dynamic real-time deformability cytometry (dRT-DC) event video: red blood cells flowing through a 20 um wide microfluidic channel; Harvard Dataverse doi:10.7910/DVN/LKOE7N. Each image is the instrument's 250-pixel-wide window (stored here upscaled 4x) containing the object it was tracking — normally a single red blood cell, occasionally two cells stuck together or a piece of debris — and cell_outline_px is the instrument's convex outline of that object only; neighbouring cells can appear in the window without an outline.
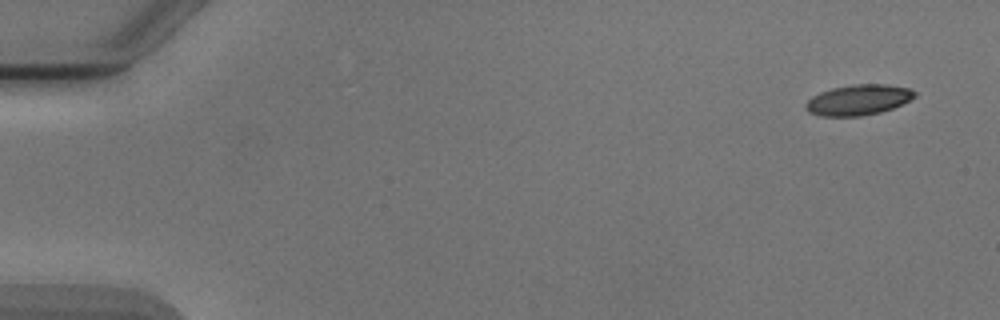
{"species": "Egyptian fruit bat (a non-hibernating species)", "species_latin": "Rousettus aegyptiacus", "temperature_condition": "cold", "stored_images_in_passage": 4, "camera_frame_rate_fps": 3000, "um_per_image_px": 0.085, "animal": {"sex": "male"}, "frame": {"image": 1, "passage_image": 1, "time_ms": 0.0, "image_size_px": [1000, 320], "cell_outline_px": [[916, 96], [892, 108], [880, 112], [860, 116], [820, 116], [808, 112], [804, 108], [804, 104], [812, 96], [820, 92], [832, 88], [852, 84], [888, 84], [908, 88], [916, 92]], "centroid_in_image_um": [72.91, 8.49], "position_along_channel_um": 12.1, "area_um2": 19.36}}